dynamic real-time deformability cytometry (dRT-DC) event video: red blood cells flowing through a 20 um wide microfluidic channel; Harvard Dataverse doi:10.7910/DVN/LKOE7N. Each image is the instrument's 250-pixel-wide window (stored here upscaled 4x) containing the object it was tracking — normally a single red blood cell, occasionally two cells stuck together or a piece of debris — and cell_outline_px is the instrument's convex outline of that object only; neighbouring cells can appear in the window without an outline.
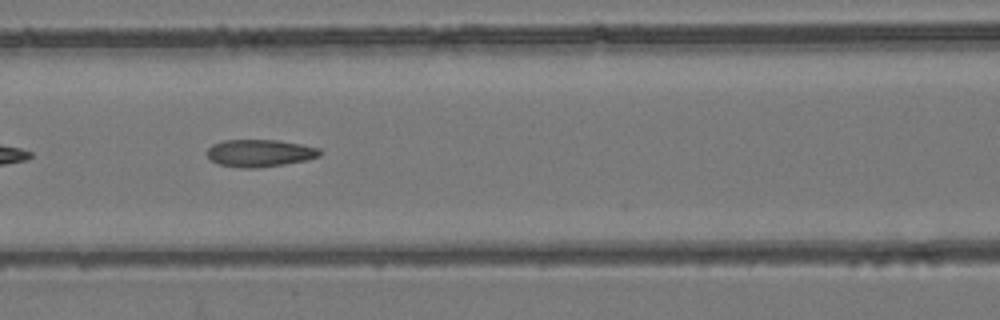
{"species": "common noctule bat (a hibernating species)", "species_latin": "Nyctalus noctula", "temperature_condition": "room temperature", "stored_images_in_passage": 8, "camera_frame_rate_fps": 3000, "um_per_image_px": 0.085, "animal": {"sex": "female", "body_mass_g": 24.6, "forearm_length_mm": 56.2}, "frame": {"image": 1, "passage_image": 6, "time_ms": 5.667, "image_size_px": [1000, 320], "cell_outline_px": [[320, 156], [308, 160], [284, 164], [256, 168], [240, 168], [220, 164], [212, 160], [208, 156], [208, 148], [212, 144], [224, 140], [280, 140], [320, 148]], "centroid_in_image_um": [22.1, 13.01], "position_along_channel_um": 144.5, "area_um2": 17.92}}
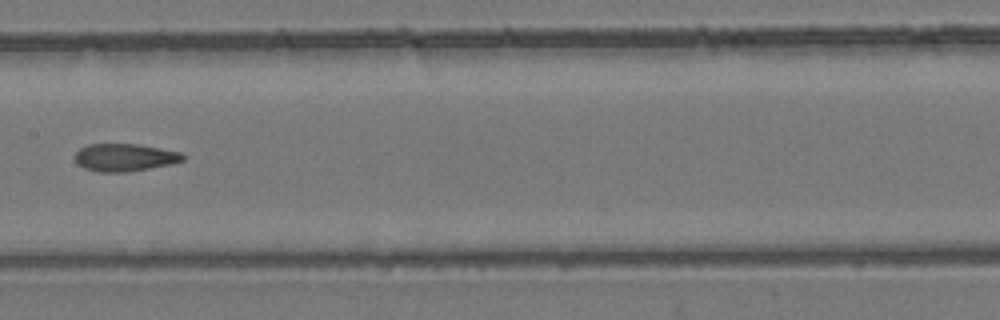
{"frame": {"image": 2, "passage_image": 7, "time_ms": 7.0, "image_size_px": [1000, 320], "cell_outline_px": [[184, 160], [172, 164], [128, 172], [96, 172], [84, 168], [76, 164], [72, 156], [80, 148], [88, 144], [136, 144], [160, 148], [180, 152], [184, 156]], "centroid_in_image_um": [10.54, 13.39], "position_along_channel_um": 196.9, "area_um2": 17.57}}
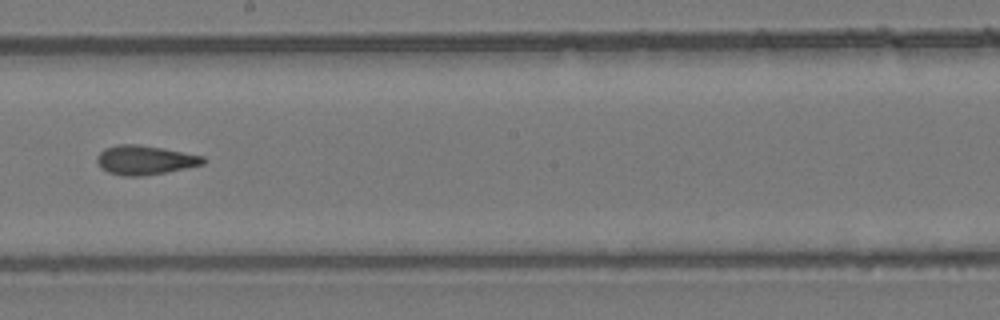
{"frame": {"image": 3, "passage_image": 8, "time_ms": 8.0, "image_size_px": [1000, 320], "cell_outline_px": [[204, 164], [164, 172], [140, 176], [124, 176], [108, 172], [100, 168], [96, 160], [96, 156], [104, 148], [120, 144], [140, 144], [204, 156]], "centroid_in_image_um": [12.26, 13.59], "position_along_channel_um": 235.9, "area_um2": 17.92}}